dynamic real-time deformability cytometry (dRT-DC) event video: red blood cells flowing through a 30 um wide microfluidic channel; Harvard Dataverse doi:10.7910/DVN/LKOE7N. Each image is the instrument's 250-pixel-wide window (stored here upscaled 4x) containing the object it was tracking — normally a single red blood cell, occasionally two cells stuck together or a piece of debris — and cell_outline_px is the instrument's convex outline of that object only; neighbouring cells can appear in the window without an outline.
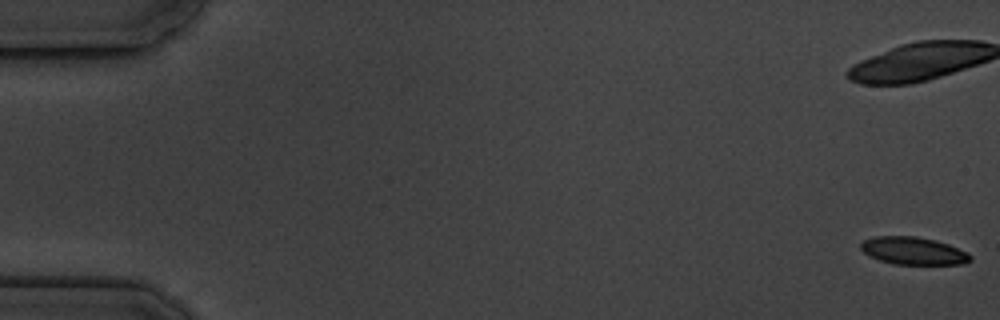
{"species": "common noctule bat (a hibernating species)", "species_latin": "Nyctalus noctula", "temperature_condition": "cold", "stored_images_in_passage": 6, "camera_frame_rate_fps": 3000, "um_per_image_px": 0.085, "animal": {"sex": "male", "body_mass_g": 19.5, "forearm_length_mm": 54.6}, "frame": {"image": 1, "passage_image": 1, "time_ms": 0.0, "image_size_px": [1000, 320], "cell_outline_px": [[972, 260], [964, 264], [896, 264], [880, 260], [868, 256], [860, 248], [860, 244], [864, 240], [872, 236], [916, 236], [936, 240], [948, 244], [968, 252], [972, 256]], "centroid_in_image_um": [77.64, 21.31], "position_along_channel_um": 7.4, "area_um2": 17.74}}